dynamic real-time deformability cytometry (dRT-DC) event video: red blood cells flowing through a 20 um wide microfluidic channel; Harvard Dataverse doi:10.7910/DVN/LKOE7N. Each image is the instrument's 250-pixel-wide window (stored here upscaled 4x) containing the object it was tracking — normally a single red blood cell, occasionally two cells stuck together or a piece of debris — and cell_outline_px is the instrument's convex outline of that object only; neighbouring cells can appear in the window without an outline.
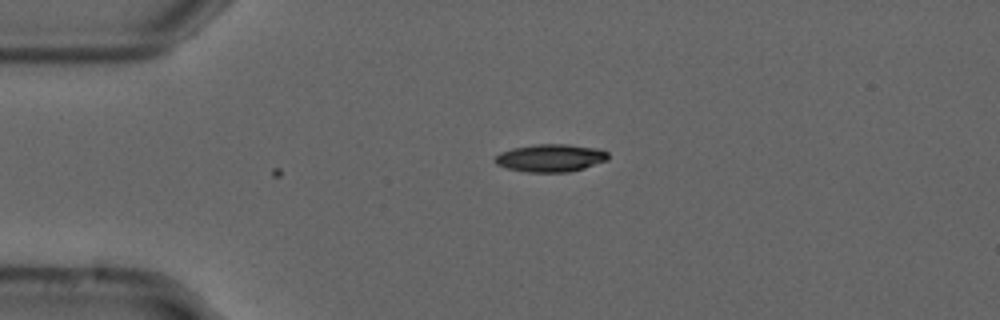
{"species": "common noctule bat (a hibernating species)", "species_latin": "Nyctalus noctula", "temperature_condition": "cold", "stored_images_in_passage": 10, "camera_frame_rate_fps": 3000, "um_per_image_px": 0.085, "animal": {"sex": "male", "forearm_length_mm": 52.5}, "frame": {"image": 1, "passage_image": 10, "time_ms": 3.0, "image_size_px": [1000, 320], "cell_outline_px": [[608, 160], [584, 168], [568, 172], [528, 172], [508, 168], [496, 164], [492, 160], [500, 152], [512, 148], [536, 144], [568, 144], [596, 148], [608, 152]], "centroid_in_image_um": [46.79, 13.42], "position_along_channel_um": 38.2, "area_um2": 18.26}}